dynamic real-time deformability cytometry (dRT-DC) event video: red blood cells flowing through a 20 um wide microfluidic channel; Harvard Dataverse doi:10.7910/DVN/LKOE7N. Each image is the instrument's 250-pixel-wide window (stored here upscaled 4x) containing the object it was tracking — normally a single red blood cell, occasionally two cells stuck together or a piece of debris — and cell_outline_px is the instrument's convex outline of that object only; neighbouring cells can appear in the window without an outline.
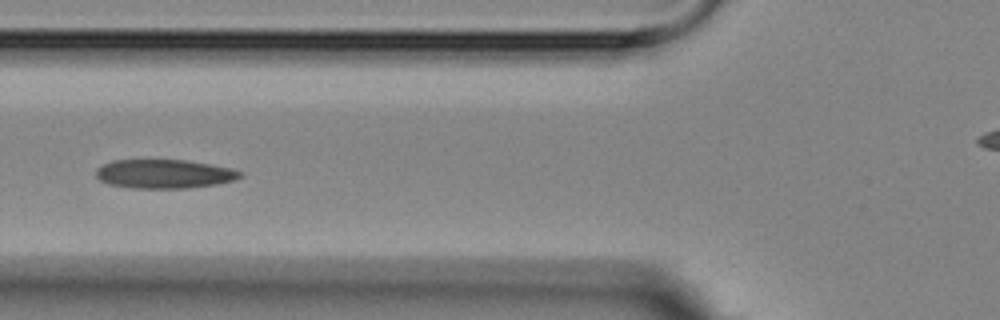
{"species": "Egyptian fruit bat (a non-hibernating species)", "species_latin": "Rousettus aegyptiacus", "temperature_condition": "room temperature", "stored_images_in_passage": 7, "camera_frame_rate_fps": 3000, "um_per_image_px": 0.085, "animal": {"sex": "female"}, "frame": {"image": 1, "passage_image": 5, "time_ms": 4.667, "image_size_px": [1000, 320], "cell_outline_px": [[244, 176], [236, 180], [216, 184], [188, 188], [132, 188], [108, 184], [100, 180], [96, 176], [96, 168], [100, 164], [112, 160], [184, 160], [232, 168], [244, 172]], "centroid_in_image_um": [13.96, 14.78], "position_along_channel_um": 111.8, "area_um2": 24.51}}
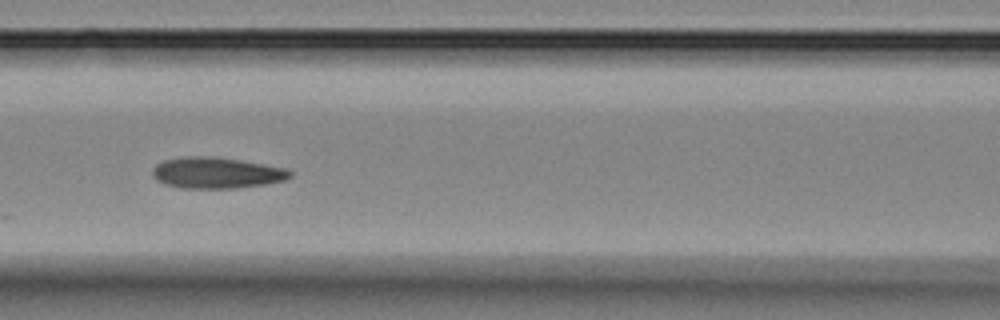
{"frame": {"image": 2, "passage_image": 6, "time_ms": 5.667, "image_size_px": [1000, 320], "cell_outline_px": [[292, 176], [284, 180], [264, 184], [236, 188], [180, 188], [164, 184], [156, 180], [152, 176], [152, 168], [156, 164], [164, 160], [188, 156], [212, 156], [240, 160], [284, 168], [292, 172]], "centroid_in_image_um": [18.35, 14.69], "position_along_channel_um": 148.3, "area_um2": 24.91}}
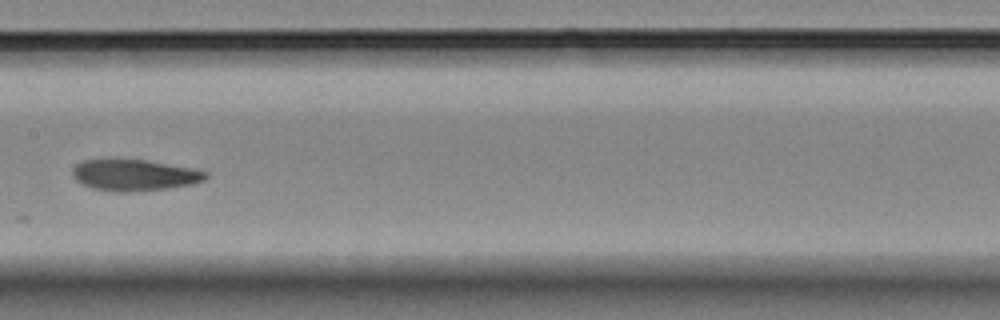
{"frame": {"image": 3, "passage_image": 7, "time_ms": 7.0, "image_size_px": [1000, 320], "cell_outline_px": [[208, 176], [204, 180], [192, 184], [168, 188], [128, 192], [116, 192], [92, 188], [76, 180], [72, 172], [72, 168], [76, 164], [84, 160], [144, 160], [192, 168], [208, 172]], "centroid_in_image_um": [11.43, 14.89], "position_along_channel_um": 196.0, "area_um2": 23.99}}